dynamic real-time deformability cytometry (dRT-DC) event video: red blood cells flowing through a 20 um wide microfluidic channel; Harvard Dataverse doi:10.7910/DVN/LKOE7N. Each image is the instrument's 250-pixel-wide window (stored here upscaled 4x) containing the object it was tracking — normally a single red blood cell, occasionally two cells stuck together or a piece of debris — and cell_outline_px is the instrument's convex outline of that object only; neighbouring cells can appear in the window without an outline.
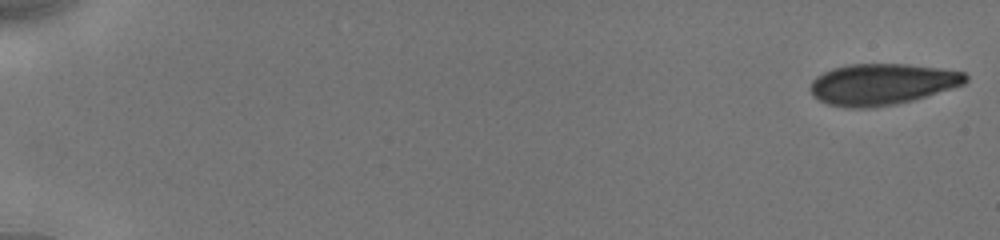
{"species": "human", "species_latin": "Homo sapiens", "temperature_condition": "cold", "stored_images_in_passage": 60, "camera_frame_rate_fps": 3000, "um_per_image_px": 0.085, "donor": {"sex": "male"}, "frame": {"image": 1, "passage_image": 1, "time_ms": 0.0, "image_size_px": [1000, 240], "cell_outline_px": [[968, 80], [964, 84], [912, 100], [896, 104], [872, 108], [844, 108], [828, 104], [812, 96], [808, 88], [812, 80], [816, 76], [832, 68], [848, 64], [908, 64], [940, 68], [964, 72], [968, 76]], "centroid_in_image_um": [74.92, 7.16], "position_along_channel_um": 10.1, "area_um2": 37.51}}
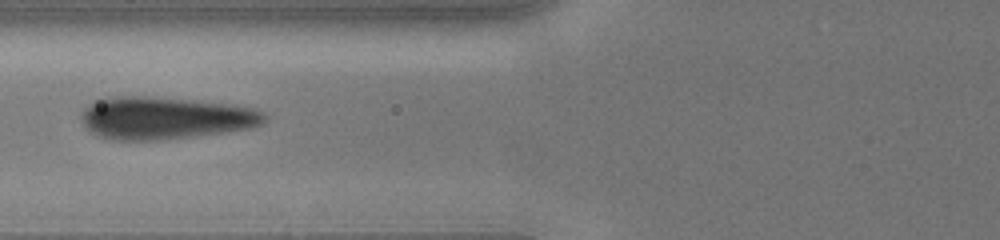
{"frame": {"image": 2, "passage_image": 36, "time_ms": 7.333, "image_size_px": [1000, 240], "cell_outline_px": [[268, 120], [264, 124], [252, 128], [196, 136], [160, 140], [112, 140], [96, 136], [84, 124], [84, 108], [96, 100], [116, 96], [144, 96], [192, 100], [228, 104], [256, 108], [264, 112], [268, 116]], "centroid_in_image_um": [14.11, 10.04], "position_along_channel_um": 111.7, "area_um2": 45.32}}
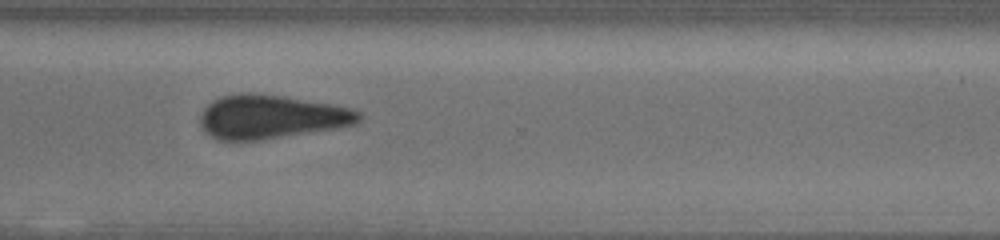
{"frame": {"image": 3, "passage_image": 59, "time_ms": 13.333, "image_size_px": [1000, 240], "cell_outline_px": [[360, 120], [356, 124], [340, 128], [256, 140], [220, 140], [208, 136], [200, 128], [200, 116], [204, 108], [212, 100], [220, 96], [240, 92], [252, 92], [280, 96], [332, 104], [352, 108], [360, 112]], "centroid_in_image_um": [23.01, 9.93], "position_along_channel_um": 347.6, "area_um2": 40.69}}